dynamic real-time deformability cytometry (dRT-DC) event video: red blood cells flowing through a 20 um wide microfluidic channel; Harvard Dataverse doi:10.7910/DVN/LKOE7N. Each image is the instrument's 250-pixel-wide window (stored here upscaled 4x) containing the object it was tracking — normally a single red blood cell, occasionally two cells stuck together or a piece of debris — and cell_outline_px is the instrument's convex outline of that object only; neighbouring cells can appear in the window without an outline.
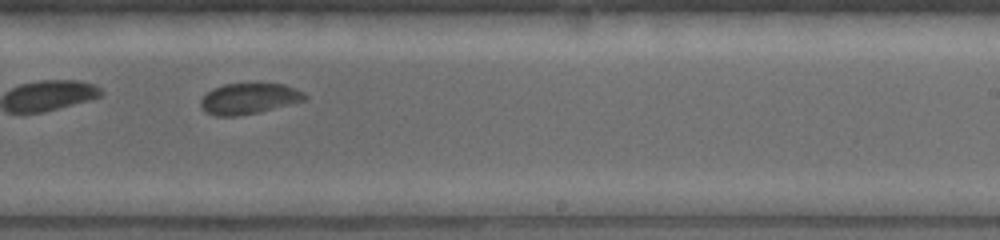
{"species": "common noctule bat (a hibernating species)", "species_latin": "Nyctalus noctula", "temperature_condition": "warm", "stored_images_in_passage": 18, "camera_frame_rate_fps": 5000, "um_per_image_px": 0.085, "animal": {"sex": "female", "body_mass_g": 19.0, "forearm_length_mm": 53.3}, "frame": {"image": 1, "passage_image": 11, "time_ms": 2.8, "image_size_px": [1000, 240], "cell_outline_px": [[308, 100], [260, 112], [236, 116], [216, 116], [204, 112], [200, 108], [200, 100], [212, 88], [224, 84], [284, 84], [304, 92], [308, 96]], "centroid_in_image_um": [21.17, 8.39], "position_along_channel_um": 267.8, "area_um2": 18.9}}
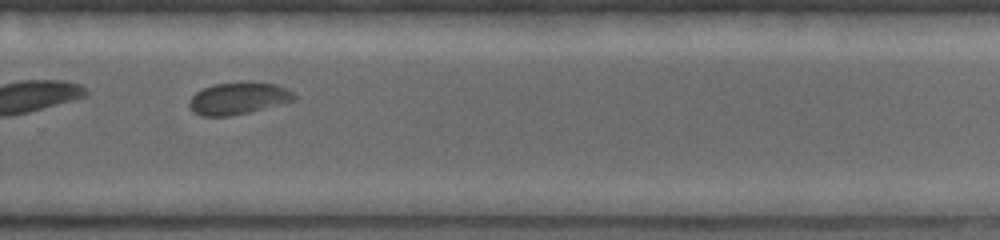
{"frame": {"image": 2, "passage_image": 13, "time_ms": 3.4, "image_size_px": [1000, 240], "cell_outline_px": [[296, 100], [232, 116], [200, 116], [192, 112], [188, 104], [188, 100], [196, 92], [204, 88], [216, 84], [276, 84], [292, 92], [296, 96]], "centroid_in_image_um": [20.2, 8.41], "position_along_channel_um": 309.6, "area_um2": 18.96}}